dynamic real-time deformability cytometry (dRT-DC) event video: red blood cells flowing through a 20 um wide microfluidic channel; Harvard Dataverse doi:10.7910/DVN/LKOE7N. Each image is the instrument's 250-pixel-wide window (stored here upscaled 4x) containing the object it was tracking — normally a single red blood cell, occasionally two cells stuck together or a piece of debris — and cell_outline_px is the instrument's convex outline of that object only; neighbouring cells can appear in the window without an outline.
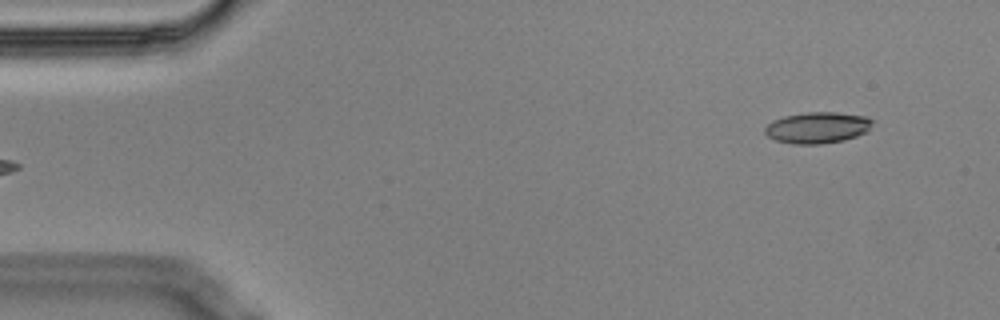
{"species": "Egyptian fruit bat (a non-hibernating species)", "species_latin": "Rousettus aegyptiacus", "temperature_condition": "cold", "stored_images_in_passage": 6, "segment_of_instrument_passage": [2, 2], "camera_frame_rate_fps": 3000, "um_per_image_px": 0.085, "animal": {"sex": "male"}, "frame": {"image": 1, "passage_image": 6, "time_ms": 1.667, "image_size_px": [1000, 320], "cell_outline_px": [[872, 124], [868, 132], [844, 140], [820, 144], [792, 144], [776, 140], [768, 136], [764, 132], [764, 128], [772, 120], [784, 116], [808, 112], [836, 112], [864, 116], [872, 120]], "centroid_in_image_um": [69.47, 10.85], "position_along_channel_um": 15.5, "area_um2": 19.59}}